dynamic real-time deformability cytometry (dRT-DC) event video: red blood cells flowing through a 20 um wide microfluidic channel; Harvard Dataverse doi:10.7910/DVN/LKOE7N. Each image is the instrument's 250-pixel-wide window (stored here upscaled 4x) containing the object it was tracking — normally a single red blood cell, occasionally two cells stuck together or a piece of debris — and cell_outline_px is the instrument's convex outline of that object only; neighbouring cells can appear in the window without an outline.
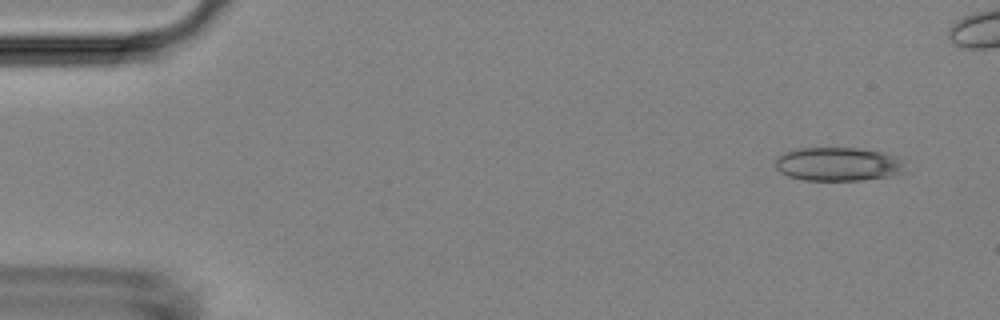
{"species": "Egyptian fruit bat (a non-hibernating species)", "species_latin": "Rousettus aegyptiacus", "temperature_condition": "room temperature", "stored_images_in_passage": 7, "camera_frame_rate_fps": 3000, "um_per_image_px": 0.085, "animal": {"sex": "female"}, "frame": {"image": 1, "passage_image": 1, "time_ms": 0.0, "image_size_px": [1000, 320], "cell_outline_px": [[912, 172], [892, 176], [860, 180], [804, 180], [788, 176], [780, 172], [776, 168], [776, 160], [784, 152], [796, 148], [856, 148], [884, 152], [896, 156]], "centroid_in_image_um": [71.32, 13.96], "position_along_channel_um": 13.7, "area_um2": 25.84}}
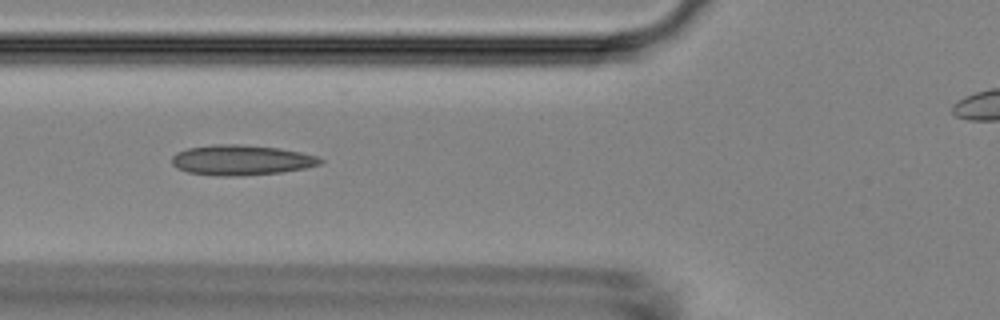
{"frame": {"image": 2, "passage_image": 5, "time_ms": 1.333, "image_size_px": [1000, 320], "cell_outline_px": [[324, 160], [320, 164], [304, 168], [280, 172], [244, 176], [216, 176], [188, 172], [176, 168], [172, 164], [172, 156], [176, 152], [188, 148], [212, 144], [240, 144], [280, 148], [300, 152], [316, 156]], "centroid_in_image_um": [20.47, 13.6], "position_along_channel_um": 105.3, "area_um2": 26.24}}
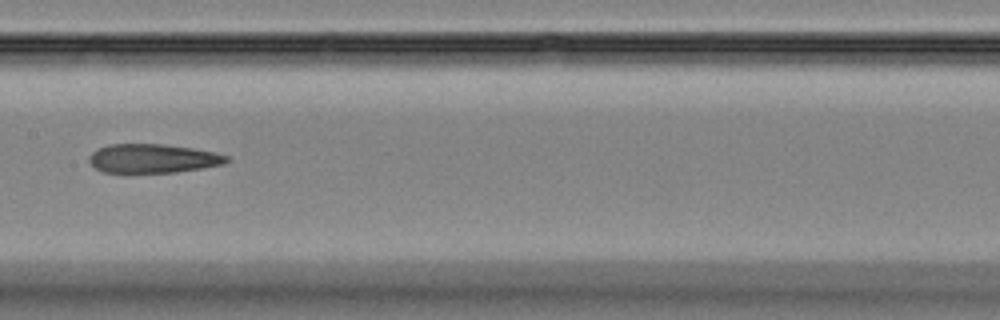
{"frame": {"image": 3, "passage_image": 7, "time_ms": 2.0, "image_size_px": [1000, 320], "cell_outline_px": [[232, 160], [224, 164], [204, 168], [176, 172], [104, 172], [96, 168], [88, 160], [88, 156], [96, 148], [108, 144], [164, 144], [192, 148], [216, 152], [228, 156]], "centroid_in_image_um": [13.02, 13.46], "position_along_channel_um": 194.4, "area_um2": 23.35}}